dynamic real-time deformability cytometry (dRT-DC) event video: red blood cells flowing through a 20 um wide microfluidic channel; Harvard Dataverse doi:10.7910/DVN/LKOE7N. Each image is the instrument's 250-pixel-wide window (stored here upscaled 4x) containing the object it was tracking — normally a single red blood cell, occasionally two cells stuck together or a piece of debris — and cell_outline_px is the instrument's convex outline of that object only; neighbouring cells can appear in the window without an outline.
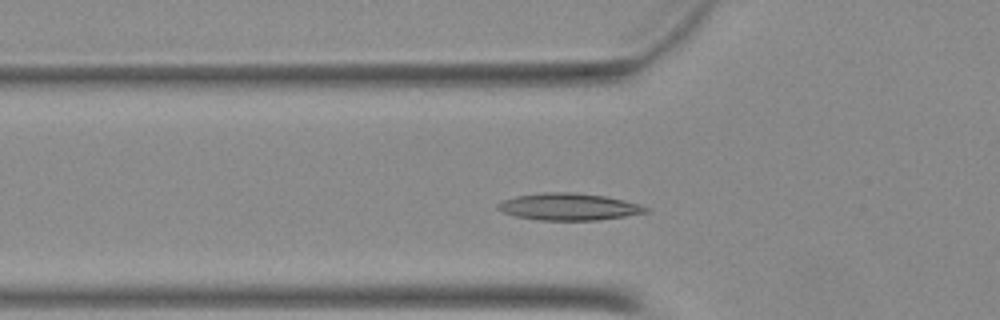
{"species": "Egyptian fruit bat (a non-hibernating species)", "species_latin": "Rousettus aegyptiacus", "temperature_condition": "warm", "stored_images_in_passage": 37, "camera_frame_rate_fps": 3000, "um_per_image_px": 0.085, "animal": {"sex": "female"}, "frame": {"image": 1, "passage_image": 3, "time_ms": 0.667, "image_size_px": [1000, 320], "cell_outline_px": [[652, 208], [648, 212], [600, 220], [536, 220], [516, 216], [500, 212], [496, 208], [496, 204], [504, 200], [516, 196], [544, 192], [572, 192], [604, 196], [624, 200], [640, 204]], "centroid_in_image_um": [48.34, 17.58], "position_along_channel_um": 77.5, "area_um2": 23.41}}
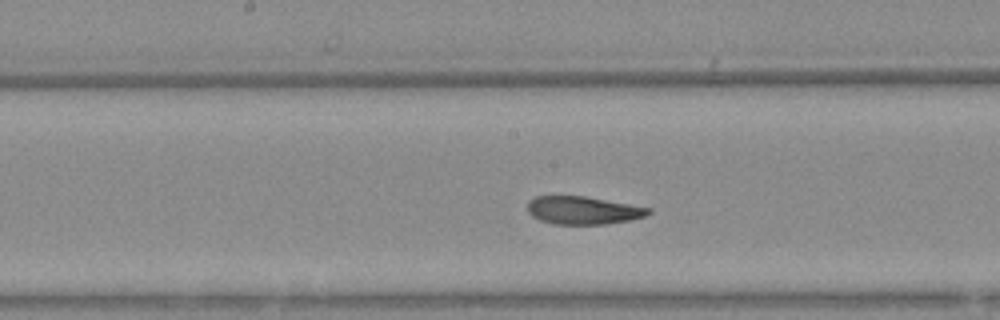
{"frame": {"image": 2, "passage_image": 12, "time_ms": 3.667, "image_size_px": [1000, 320], "cell_outline_px": [[652, 212], [644, 216], [628, 220], [604, 224], [556, 224], [540, 220], [532, 216], [528, 212], [528, 200], [536, 196], [584, 196], [652, 208]], "centroid_in_image_um": [49.54, 17.87], "position_along_channel_um": 198.7, "area_um2": 19.54}}
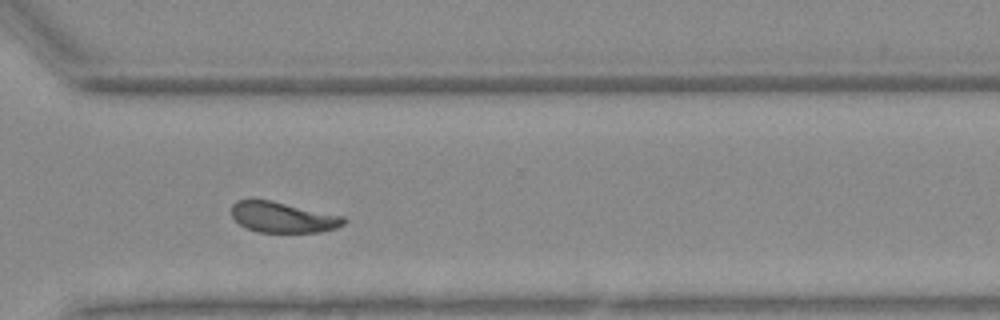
{"frame": {"image": 3, "passage_image": 23, "time_ms": 7.333, "image_size_px": [1000, 320], "cell_outline_px": [[348, 220], [344, 224], [336, 228], [320, 232], [256, 232], [240, 224], [232, 216], [232, 204], [236, 200], [272, 200], [344, 216]], "centroid_in_image_um": [24.08, 18.47], "position_along_channel_um": 346.5, "area_um2": 20.06}}